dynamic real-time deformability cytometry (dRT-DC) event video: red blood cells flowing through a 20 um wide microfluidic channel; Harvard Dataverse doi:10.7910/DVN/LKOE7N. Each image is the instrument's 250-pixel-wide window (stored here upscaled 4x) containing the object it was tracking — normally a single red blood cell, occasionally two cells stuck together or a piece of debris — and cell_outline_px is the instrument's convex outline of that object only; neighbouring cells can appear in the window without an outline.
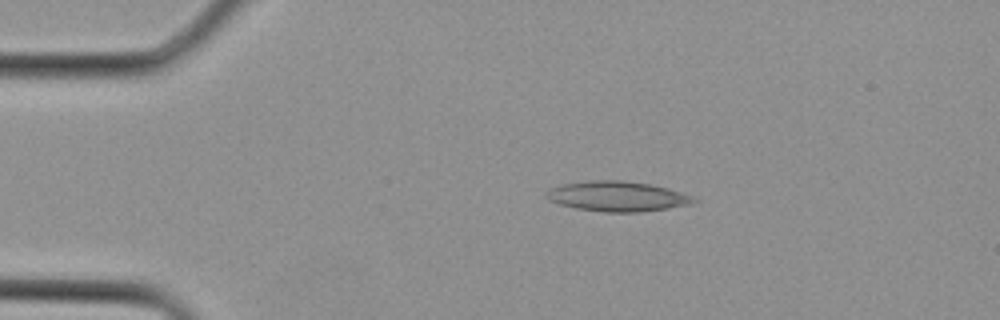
{"species": "Egyptian fruit bat (a non-hibernating species)", "species_latin": "Rousettus aegyptiacus", "temperature_condition": "cold", "stored_images_in_passage": 2, "camera_frame_rate_fps": 3000, "um_per_image_px": 0.085, "animal": {"sex": "female"}, "frame": {"image": 1, "passage_image": 1, "time_ms": 0.0, "image_size_px": [1000, 320], "cell_outline_px": [[700, 200], [692, 204], [668, 208], [640, 212], [604, 212], [576, 208], [560, 204], [548, 200], [544, 196], [544, 192], [560, 184], [588, 180], [624, 180], [652, 184], [668, 188], [696, 196]], "centroid_in_image_um": [52.5, 16.68], "position_along_channel_um": 32.5, "area_um2": 26.3}}